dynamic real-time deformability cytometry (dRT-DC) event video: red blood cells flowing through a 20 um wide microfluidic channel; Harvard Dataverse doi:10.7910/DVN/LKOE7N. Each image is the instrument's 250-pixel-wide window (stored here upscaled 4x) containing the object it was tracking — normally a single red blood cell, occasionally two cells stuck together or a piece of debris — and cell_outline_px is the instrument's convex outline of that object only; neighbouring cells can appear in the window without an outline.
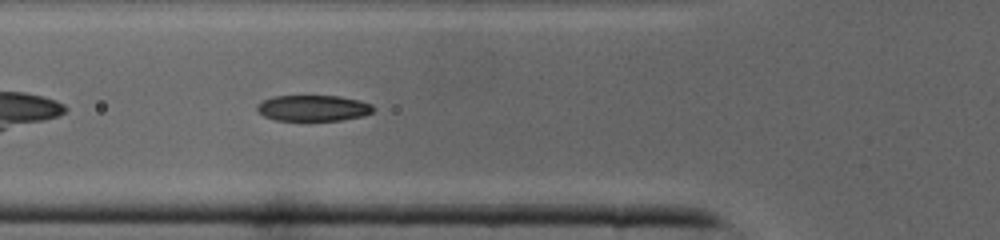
{"species": "common noctule bat (a hibernating species)", "species_latin": "Nyctalus noctula", "temperature_condition": "cold", "stored_images_in_passage": 31, "camera_frame_rate_fps": 3000, "um_per_image_px": 0.085, "animal": {"sex": "male", "body_mass_g": 19.0, "forearm_length_mm": 50.8}, "frame": {"image": 1, "passage_image": 3, "time_ms": 0.667, "image_size_px": [1000, 240], "cell_outline_px": [[376, 108], [372, 112], [364, 116], [340, 120], [276, 120], [264, 116], [256, 108], [256, 104], [272, 96], [340, 96], [360, 100], [372, 104]], "centroid_in_image_um": [26.65, 9.18], "position_along_channel_um": 99.1, "area_um2": 17.63}}
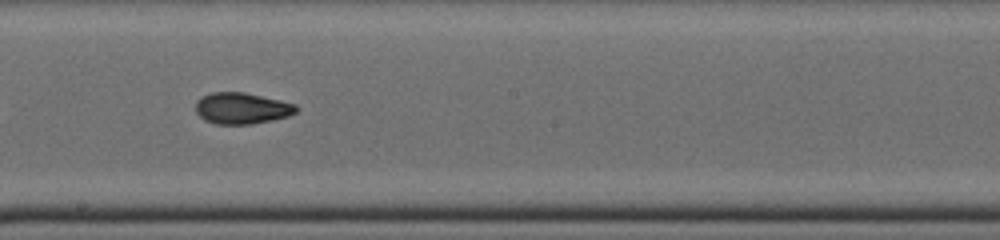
{"frame": {"image": 2, "passage_image": 11, "time_ms": 3.333, "image_size_px": [1000, 240], "cell_outline_px": [[300, 108], [296, 112], [288, 116], [272, 120], [252, 124], [216, 124], [204, 120], [196, 112], [196, 100], [212, 92], [244, 92], [280, 100], [296, 104]], "centroid_in_image_um": [20.57, 9.2], "position_along_channel_um": 227.6, "area_um2": 18.38}}
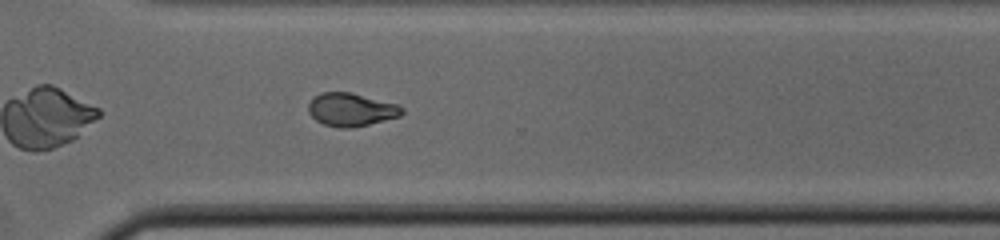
{"frame": {"image": 3, "passage_image": 18, "time_ms": 5.667, "image_size_px": [1000, 240], "cell_outline_px": [[404, 112], [400, 116], [352, 128], [340, 128], [324, 124], [316, 120], [308, 112], [308, 104], [320, 92], [352, 92], [396, 104], [404, 108]], "centroid_in_image_um": [29.84, 9.31], "position_along_channel_um": 340.8, "area_um2": 17.98}}